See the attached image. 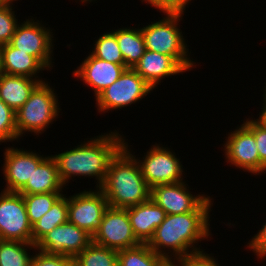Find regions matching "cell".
Wrapping results in <instances>:
<instances>
[{"instance_id": "obj_1", "label": "cell", "mask_w": 266, "mask_h": 266, "mask_svg": "<svg viewBox=\"0 0 266 266\" xmlns=\"http://www.w3.org/2000/svg\"><path fill=\"white\" fill-rule=\"evenodd\" d=\"M210 212L192 211L167 215L156 228L153 238L148 243L149 247L156 254L170 261L206 254L197 245L199 240L200 242L206 238L208 240L209 235H211L209 229Z\"/></svg>"}, {"instance_id": "obj_2", "label": "cell", "mask_w": 266, "mask_h": 266, "mask_svg": "<svg viewBox=\"0 0 266 266\" xmlns=\"http://www.w3.org/2000/svg\"><path fill=\"white\" fill-rule=\"evenodd\" d=\"M119 132L105 133L84 141L75 148L52 155L58 166V175L64 186L72 177H95L96 188L105 182L109 164L124 146V137Z\"/></svg>"}, {"instance_id": "obj_3", "label": "cell", "mask_w": 266, "mask_h": 266, "mask_svg": "<svg viewBox=\"0 0 266 266\" xmlns=\"http://www.w3.org/2000/svg\"><path fill=\"white\" fill-rule=\"evenodd\" d=\"M128 142L112 158L105 182L100 187L108 205L126 209L150 199L151 188L141 174L136 155H132Z\"/></svg>"}, {"instance_id": "obj_4", "label": "cell", "mask_w": 266, "mask_h": 266, "mask_svg": "<svg viewBox=\"0 0 266 266\" xmlns=\"http://www.w3.org/2000/svg\"><path fill=\"white\" fill-rule=\"evenodd\" d=\"M164 15L166 17L163 19L141 28L146 49L171 56L185 71L196 68V62L190 59L188 46L178 26L183 14Z\"/></svg>"}, {"instance_id": "obj_5", "label": "cell", "mask_w": 266, "mask_h": 266, "mask_svg": "<svg viewBox=\"0 0 266 266\" xmlns=\"http://www.w3.org/2000/svg\"><path fill=\"white\" fill-rule=\"evenodd\" d=\"M48 82L39 83L30 93L28 100L15 112L17 141L24 133L31 132L37 136L59 116L58 96Z\"/></svg>"}, {"instance_id": "obj_6", "label": "cell", "mask_w": 266, "mask_h": 266, "mask_svg": "<svg viewBox=\"0 0 266 266\" xmlns=\"http://www.w3.org/2000/svg\"><path fill=\"white\" fill-rule=\"evenodd\" d=\"M151 91L153 88L133 68H127L96 97L95 104L99 113L120 110L142 100Z\"/></svg>"}, {"instance_id": "obj_7", "label": "cell", "mask_w": 266, "mask_h": 266, "mask_svg": "<svg viewBox=\"0 0 266 266\" xmlns=\"http://www.w3.org/2000/svg\"><path fill=\"white\" fill-rule=\"evenodd\" d=\"M26 19L21 24L18 23L15 32L11 38L10 44L34 56L47 70L53 68V32L42 25V21Z\"/></svg>"}, {"instance_id": "obj_8", "label": "cell", "mask_w": 266, "mask_h": 266, "mask_svg": "<svg viewBox=\"0 0 266 266\" xmlns=\"http://www.w3.org/2000/svg\"><path fill=\"white\" fill-rule=\"evenodd\" d=\"M160 144L152 145L143 159L136 158L141 174L150 188L160 184L182 182L183 165L175 153Z\"/></svg>"}, {"instance_id": "obj_9", "label": "cell", "mask_w": 266, "mask_h": 266, "mask_svg": "<svg viewBox=\"0 0 266 266\" xmlns=\"http://www.w3.org/2000/svg\"><path fill=\"white\" fill-rule=\"evenodd\" d=\"M185 181L160 184L151 188L150 198L159 205L167 215L183 214L192 211H212L213 200L204 194L193 195Z\"/></svg>"}, {"instance_id": "obj_10", "label": "cell", "mask_w": 266, "mask_h": 266, "mask_svg": "<svg viewBox=\"0 0 266 266\" xmlns=\"http://www.w3.org/2000/svg\"><path fill=\"white\" fill-rule=\"evenodd\" d=\"M0 239L32 243V225L23 195L18 192L0 193Z\"/></svg>"}, {"instance_id": "obj_11", "label": "cell", "mask_w": 266, "mask_h": 266, "mask_svg": "<svg viewBox=\"0 0 266 266\" xmlns=\"http://www.w3.org/2000/svg\"><path fill=\"white\" fill-rule=\"evenodd\" d=\"M92 242L116 251L133 248L141 243L135 237L127 209L108 207Z\"/></svg>"}, {"instance_id": "obj_12", "label": "cell", "mask_w": 266, "mask_h": 266, "mask_svg": "<svg viewBox=\"0 0 266 266\" xmlns=\"http://www.w3.org/2000/svg\"><path fill=\"white\" fill-rule=\"evenodd\" d=\"M108 201L100 188L68 197V222L94 235L100 227Z\"/></svg>"}, {"instance_id": "obj_13", "label": "cell", "mask_w": 266, "mask_h": 266, "mask_svg": "<svg viewBox=\"0 0 266 266\" xmlns=\"http://www.w3.org/2000/svg\"><path fill=\"white\" fill-rule=\"evenodd\" d=\"M91 243L92 235L86 230L66 222L44 235L35 246L36 250L47 254H61L73 258Z\"/></svg>"}, {"instance_id": "obj_14", "label": "cell", "mask_w": 266, "mask_h": 266, "mask_svg": "<svg viewBox=\"0 0 266 266\" xmlns=\"http://www.w3.org/2000/svg\"><path fill=\"white\" fill-rule=\"evenodd\" d=\"M226 138V143L223 145L226 162L244 172L259 175L260 157L254 134L242 124Z\"/></svg>"}, {"instance_id": "obj_15", "label": "cell", "mask_w": 266, "mask_h": 266, "mask_svg": "<svg viewBox=\"0 0 266 266\" xmlns=\"http://www.w3.org/2000/svg\"><path fill=\"white\" fill-rule=\"evenodd\" d=\"M4 156L2 171L6 185L3 191L7 192H18L31 178L33 170L47 157L17 147H6Z\"/></svg>"}, {"instance_id": "obj_16", "label": "cell", "mask_w": 266, "mask_h": 266, "mask_svg": "<svg viewBox=\"0 0 266 266\" xmlns=\"http://www.w3.org/2000/svg\"><path fill=\"white\" fill-rule=\"evenodd\" d=\"M126 68L94 57L91 53L73 72V77L81 78L94 91L95 98L114 83Z\"/></svg>"}, {"instance_id": "obj_17", "label": "cell", "mask_w": 266, "mask_h": 266, "mask_svg": "<svg viewBox=\"0 0 266 266\" xmlns=\"http://www.w3.org/2000/svg\"><path fill=\"white\" fill-rule=\"evenodd\" d=\"M133 233L141 244H148L156 228L164 221L167 214L151 198L139 205L126 208Z\"/></svg>"}, {"instance_id": "obj_18", "label": "cell", "mask_w": 266, "mask_h": 266, "mask_svg": "<svg viewBox=\"0 0 266 266\" xmlns=\"http://www.w3.org/2000/svg\"><path fill=\"white\" fill-rule=\"evenodd\" d=\"M133 69L155 89L165 77L186 72L171 56L150 50L134 65Z\"/></svg>"}, {"instance_id": "obj_19", "label": "cell", "mask_w": 266, "mask_h": 266, "mask_svg": "<svg viewBox=\"0 0 266 266\" xmlns=\"http://www.w3.org/2000/svg\"><path fill=\"white\" fill-rule=\"evenodd\" d=\"M65 186L62 184L58 175V166L55 158L47 156L33 170L31 178L18 191L20 194H40L49 192H63Z\"/></svg>"}, {"instance_id": "obj_20", "label": "cell", "mask_w": 266, "mask_h": 266, "mask_svg": "<svg viewBox=\"0 0 266 266\" xmlns=\"http://www.w3.org/2000/svg\"><path fill=\"white\" fill-rule=\"evenodd\" d=\"M43 79L2 74L0 76V99L13 111H17L28 100L30 93Z\"/></svg>"}, {"instance_id": "obj_21", "label": "cell", "mask_w": 266, "mask_h": 266, "mask_svg": "<svg viewBox=\"0 0 266 266\" xmlns=\"http://www.w3.org/2000/svg\"><path fill=\"white\" fill-rule=\"evenodd\" d=\"M4 74L26 76L37 79L38 73L47 70L34 56L29 55L10 43L3 45Z\"/></svg>"}, {"instance_id": "obj_22", "label": "cell", "mask_w": 266, "mask_h": 266, "mask_svg": "<svg viewBox=\"0 0 266 266\" xmlns=\"http://www.w3.org/2000/svg\"><path fill=\"white\" fill-rule=\"evenodd\" d=\"M112 32L116 35L118 46L125 61V68H133L146 51L141 28L124 27Z\"/></svg>"}, {"instance_id": "obj_23", "label": "cell", "mask_w": 266, "mask_h": 266, "mask_svg": "<svg viewBox=\"0 0 266 266\" xmlns=\"http://www.w3.org/2000/svg\"><path fill=\"white\" fill-rule=\"evenodd\" d=\"M63 194L37 222L32 225V243L36 244L44 235L58 225L68 222V198Z\"/></svg>"}, {"instance_id": "obj_24", "label": "cell", "mask_w": 266, "mask_h": 266, "mask_svg": "<svg viewBox=\"0 0 266 266\" xmlns=\"http://www.w3.org/2000/svg\"><path fill=\"white\" fill-rule=\"evenodd\" d=\"M28 249L35 251V244L0 239V266H31L33 254Z\"/></svg>"}, {"instance_id": "obj_25", "label": "cell", "mask_w": 266, "mask_h": 266, "mask_svg": "<svg viewBox=\"0 0 266 266\" xmlns=\"http://www.w3.org/2000/svg\"><path fill=\"white\" fill-rule=\"evenodd\" d=\"M167 261L156 254L148 244L118 251V266H163Z\"/></svg>"}, {"instance_id": "obj_26", "label": "cell", "mask_w": 266, "mask_h": 266, "mask_svg": "<svg viewBox=\"0 0 266 266\" xmlns=\"http://www.w3.org/2000/svg\"><path fill=\"white\" fill-rule=\"evenodd\" d=\"M72 262L73 266H118V251L92 242Z\"/></svg>"}, {"instance_id": "obj_27", "label": "cell", "mask_w": 266, "mask_h": 266, "mask_svg": "<svg viewBox=\"0 0 266 266\" xmlns=\"http://www.w3.org/2000/svg\"><path fill=\"white\" fill-rule=\"evenodd\" d=\"M27 209L28 220L31 225L37 222L53 204L63 195L62 192L40 194H22Z\"/></svg>"}, {"instance_id": "obj_28", "label": "cell", "mask_w": 266, "mask_h": 266, "mask_svg": "<svg viewBox=\"0 0 266 266\" xmlns=\"http://www.w3.org/2000/svg\"><path fill=\"white\" fill-rule=\"evenodd\" d=\"M93 48L91 54L94 57L114 64H121L125 67V61L118 46L116 35L112 31L104 33L96 39Z\"/></svg>"}, {"instance_id": "obj_29", "label": "cell", "mask_w": 266, "mask_h": 266, "mask_svg": "<svg viewBox=\"0 0 266 266\" xmlns=\"http://www.w3.org/2000/svg\"><path fill=\"white\" fill-rule=\"evenodd\" d=\"M15 140L17 141L15 111L0 99V144Z\"/></svg>"}, {"instance_id": "obj_30", "label": "cell", "mask_w": 266, "mask_h": 266, "mask_svg": "<svg viewBox=\"0 0 266 266\" xmlns=\"http://www.w3.org/2000/svg\"><path fill=\"white\" fill-rule=\"evenodd\" d=\"M243 124L254 134L260 157V174L266 172V124L258 119H246Z\"/></svg>"}, {"instance_id": "obj_31", "label": "cell", "mask_w": 266, "mask_h": 266, "mask_svg": "<svg viewBox=\"0 0 266 266\" xmlns=\"http://www.w3.org/2000/svg\"><path fill=\"white\" fill-rule=\"evenodd\" d=\"M12 4H5L0 9V45L8 44L18 25Z\"/></svg>"}, {"instance_id": "obj_32", "label": "cell", "mask_w": 266, "mask_h": 266, "mask_svg": "<svg viewBox=\"0 0 266 266\" xmlns=\"http://www.w3.org/2000/svg\"><path fill=\"white\" fill-rule=\"evenodd\" d=\"M38 252V253H37ZM31 266H73L72 258L61 254H47L43 251H35Z\"/></svg>"}, {"instance_id": "obj_33", "label": "cell", "mask_w": 266, "mask_h": 266, "mask_svg": "<svg viewBox=\"0 0 266 266\" xmlns=\"http://www.w3.org/2000/svg\"><path fill=\"white\" fill-rule=\"evenodd\" d=\"M263 224L262 228L258 230L259 232L257 231V234L247 243V247L257 255L259 260L266 258V222Z\"/></svg>"}, {"instance_id": "obj_34", "label": "cell", "mask_w": 266, "mask_h": 266, "mask_svg": "<svg viewBox=\"0 0 266 266\" xmlns=\"http://www.w3.org/2000/svg\"><path fill=\"white\" fill-rule=\"evenodd\" d=\"M191 0H161V2L155 7L164 14H184L186 5Z\"/></svg>"}, {"instance_id": "obj_35", "label": "cell", "mask_w": 266, "mask_h": 266, "mask_svg": "<svg viewBox=\"0 0 266 266\" xmlns=\"http://www.w3.org/2000/svg\"><path fill=\"white\" fill-rule=\"evenodd\" d=\"M183 266H220L218 261L210 254H202L195 257L183 259Z\"/></svg>"}, {"instance_id": "obj_36", "label": "cell", "mask_w": 266, "mask_h": 266, "mask_svg": "<svg viewBox=\"0 0 266 266\" xmlns=\"http://www.w3.org/2000/svg\"><path fill=\"white\" fill-rule=\"evenodd\" d=\"M263 97H264V99H263L264 103H262L263 104V106L261 108L262 110H261V112H259L260 115L258 118L266 124V95L263 94Z\"/></svg>"}, {"instance_id": "obj_37", "label": "cell", "mask_w": 266, "mask_h": 266, "mask_svg": "<svg viewBox=\"0 0 266 266\" xmlns=\"http://www.w3.org/2000/svg\"><path fill=\"white\" fill-rule=\"evenodd\" d=\"M163 266H183V259L178 261L168 260Z\"/></svg>"}, {"instance_id": "obj_38", "label": "cell", "mask_w": 266, "mask_h": 266, "mask_svg": "<svg viewBox=\"0 0 266 266\" xmlns=\"http://www.w3.org/2000/svg\"><path fill=\"white\" fill-rule=\"evenodd\" d=\"M4 74V67H3V45H0V76Z\"/></svg>"}, {"instance_id": "obj_39", "label": "cell", "mask_w": 266, "mask_h": 266, "mask_svg": "<svg viewBox=\"0 0 266 266\" xmlns=\"http://www.w3.org/2000/svg\"><path fill=\"white\" fill-rule=\"evenodd\" d=\"M142 2H146L155 8L161 2V0H142Z\"/></svg>"}, {"instance_id": "obj_40", "label": "cell", "mask_w": 266, "mask_h": 266, "mask_svg": "<svg viewBox=\"0 0 266 266\" xmlns=\"http://www.w3.org/2000/svg\"><path fill=\"white\" fill-rule=\"evenodd\" d=\"M14 1H17V0H4V2L6 3V4H12L13 5V2Z\"/></svg>"}, {"instance_id": "obj_41", "label": "cell", "mask_w": 266, "mask_h": 266, "mask_svg": "<svg viewBox=\"0 0 266 266\" xmlns=\"http://www.w3.org/2000/svg\"><path fill=\"white\" fill-rule=\"evenodd\" d=\"M79 1H81L82 3H89V2L96 1V0H79Z\"/></svg>"}, {"instance_id": "obj_42", "label": "cell", "mask_w": 266, "mask_h": 266, "mask_svg": "<svg viewBox=\"0 0 266 266\" xmlns=\"http://www.w3.org/2000/svg\"><path fill=\"white\" fill-rule=\"evenodd\" d=\"M6 3L4 2V0H0V9L5 5Z\"/></svg>"}]
</instances>
